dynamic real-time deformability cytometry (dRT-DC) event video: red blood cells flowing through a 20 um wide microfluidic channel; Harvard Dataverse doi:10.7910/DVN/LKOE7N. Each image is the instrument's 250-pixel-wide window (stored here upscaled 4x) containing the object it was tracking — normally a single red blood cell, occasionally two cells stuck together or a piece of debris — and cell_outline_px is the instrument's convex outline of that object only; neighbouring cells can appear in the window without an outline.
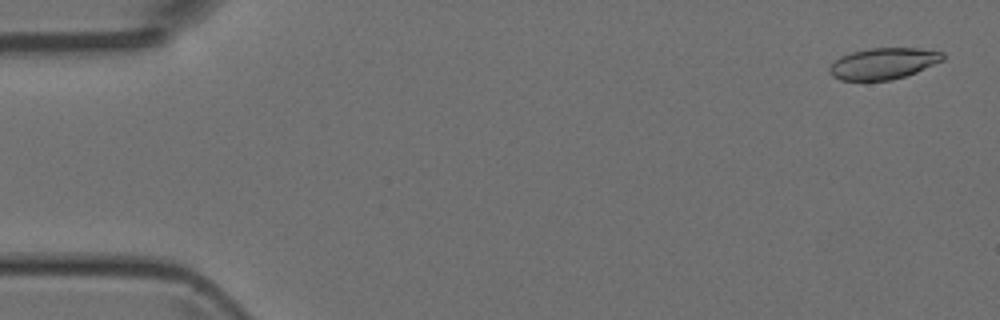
{"species": "Egyptian fruit bat (a non-hibernating species)", "species_latin": "Rousettus aegyptiacus", "temperature_condition": "room temperature", "stored_images_in_passage": 2, "camera_frame_rate_fps": 3000, "um_per_image_px": 0.085, "animal": {"sex": "female"}, "frame": {"image": 1, "passage_image": 2, "time_ms": 1.333, "image_size_px": [1000, 320], "cell_outline_px": [[944, 60], [916, 72], [892, 80], [840, 80], [832, 76], [828, 72], [828, 64], [840, 56], [852, 52], [868, 48], [916, 48], [944, 52]], "centroid_in_image_um": [75.04, 5.39], "position_along_channel_um": 10.0, "area_um2": 20.81}}